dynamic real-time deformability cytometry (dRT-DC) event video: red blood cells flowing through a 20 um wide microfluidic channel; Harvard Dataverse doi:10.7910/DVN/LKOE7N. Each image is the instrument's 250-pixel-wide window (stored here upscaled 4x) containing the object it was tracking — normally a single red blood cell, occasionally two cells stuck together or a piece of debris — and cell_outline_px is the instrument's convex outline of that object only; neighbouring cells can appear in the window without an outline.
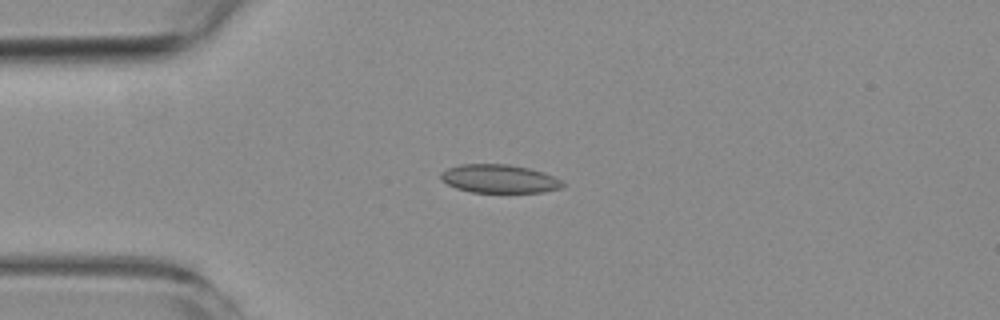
{"species": "common noctule bat (a hibernating species)", "species_latin": "Nyctalus noctula", "temperature_condition": "room temperature", "stored_images_in_passage": 6, "camera_frame_rate_fps": 3000, "um_per_image_px": 0.085, "animal": {"sex": "female", "body_mass_g": 19.3, "forearm_length_mm": 54.1}, "frame": {"image": 1, "passage_image": 4, "time_ms": 3.667, "image_size_px": [1000, 320], "cell_outline_px": [[564, 188], [544, 192], [472, 192], [456, 188], [440, 180], [440, 172], [448, 168], [460, 164], [508, 164], [528, 168], [544, 172], [560, 180], [564, 184]], "centroid_in_image_um": [42.43, 15.19], "position_along_channel_um": 42.6, "area_um2": 20.23}}